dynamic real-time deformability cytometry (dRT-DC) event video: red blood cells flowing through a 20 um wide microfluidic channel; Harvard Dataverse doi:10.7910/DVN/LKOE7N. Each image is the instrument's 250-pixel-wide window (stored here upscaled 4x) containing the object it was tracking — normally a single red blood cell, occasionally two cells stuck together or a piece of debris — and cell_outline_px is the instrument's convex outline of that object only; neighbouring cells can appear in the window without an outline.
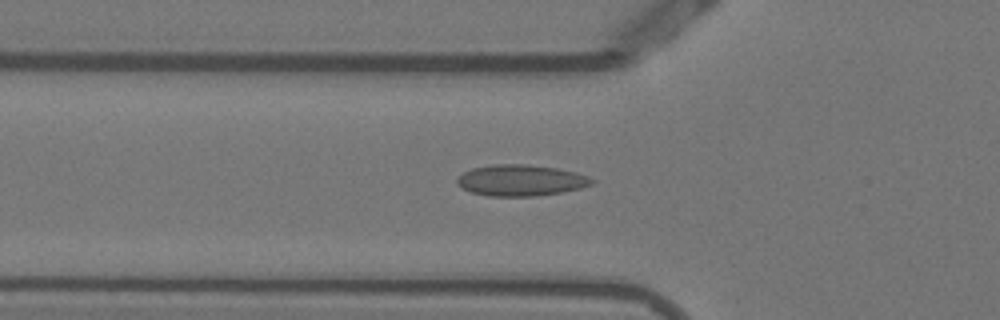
{"species": "Egyptian fruit bat (a non-hibernating species)", "species_latin": "Rousettus aegyptiacus", "temperature_condition": "warm", "stored_images_in_passage": 13, "camera_frame_rate_fps": 3000, "um_per_image_px": 0.085, "animal": {"sex": "female"}, "frame": {"image": 1, "passage_image": 2, "time_ms": 0.333, "image_size_px": [1000, 320], "cell_outline_px": [[596, 180], [592, 184], [580, 188], [564, 192], [536, 196], [488, 196], [472, 192], [456, 184], [456, 180], [464, 172], [472, 168], [492, 164], [524, 164], [556, 168], [576, 172], [588, 176]], "centroid_in_image_um": [44.29, 15.33], "position_along_channel_um": 81.5, "area_um2": 24.51}}
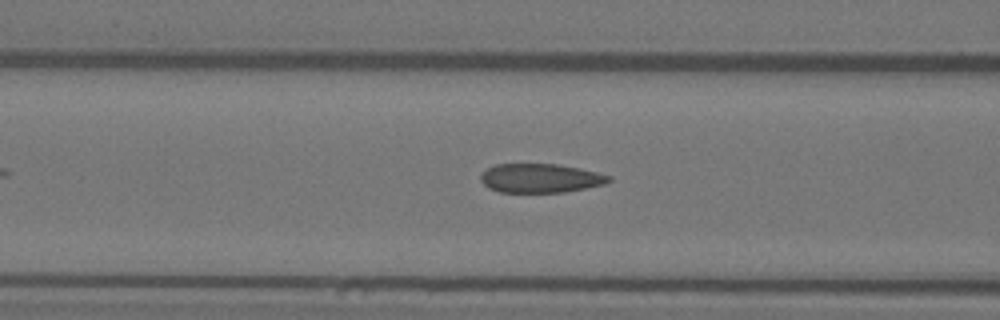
{"frame": {"image": 2, "passage_image": 5, "time_ms": 1.333, "image_size_px": [1000, 320], "cell_outline_px": [[612, 180], [604, 184], [564, 192], [500, 192], [488, 188], [480, 180], [480, 176], [488, 168], [496, 164], [556, 164], [596, 172], [612, 176]], "centroid_in_image_um": [45.92, 15.15], "position_along_channel_um": 120.7, "area_um2": 21.44}}